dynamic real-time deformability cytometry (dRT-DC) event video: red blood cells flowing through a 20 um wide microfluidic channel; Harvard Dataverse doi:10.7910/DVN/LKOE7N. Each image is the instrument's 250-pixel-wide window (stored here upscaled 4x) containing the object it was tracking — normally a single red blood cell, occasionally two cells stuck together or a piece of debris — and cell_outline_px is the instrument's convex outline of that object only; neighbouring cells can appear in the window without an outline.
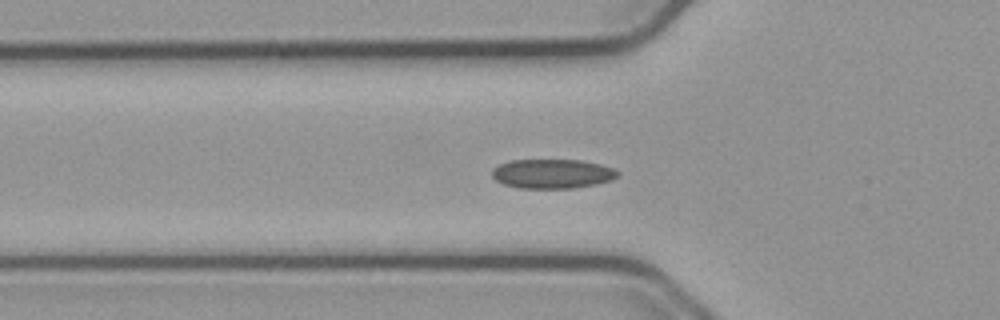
{"species": "common noctule bat (a hibernating species)", "species_latin": "Nyctalus noctula", "temperature_condition": "cold", "stored_images_in_passage": 42, "camera_frame_rate_fps": 3000, "um_per_image_px": 0.085, "animal": {"sex": "male", "body_mass_g": 23.1, "forearm_length_mm": 52.7}, "frame": {"image": 1, "passage_image": 5, "time_ms": 1.333, "image_size_px": [1000, 320], "cell_outline_px": [[620, 176], [612, 180], [596, 184], [572, 188], [520, 188], [504, 184], [496, 180], [492, 176], [492, 168], [500, 164], [512, 160], [580, 160], [600, 164], [616, 168], [620, 172]], "centroid_in_image_um": [47.0, 14.76], "position_along_channel_um": 78.8, "area_um2": 21.62}}
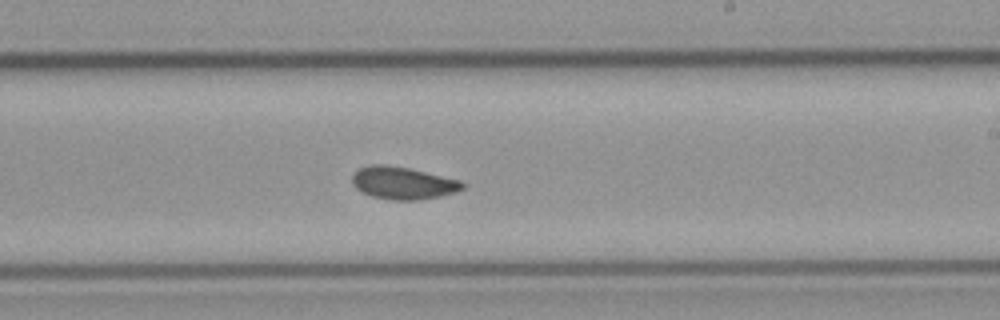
{"frame": {"image": 2, "passage_image": 19, "time_ms": 6.0, "image_size_px": [1000, 320], "cell_outline_px": [[464, 188], [456, 192], [440, 196], [420, 200], [392, 200], [372, 196], [356, 188], [352, 184], [352, 176], [360, 168], [372, 164], [384, 164], [408, 168], [460, 180], [464, 184]], "centroid_in_image_um": [34.25, 15.56], "position_along_channel_um": 254.7, "area_um2": 20.69}}
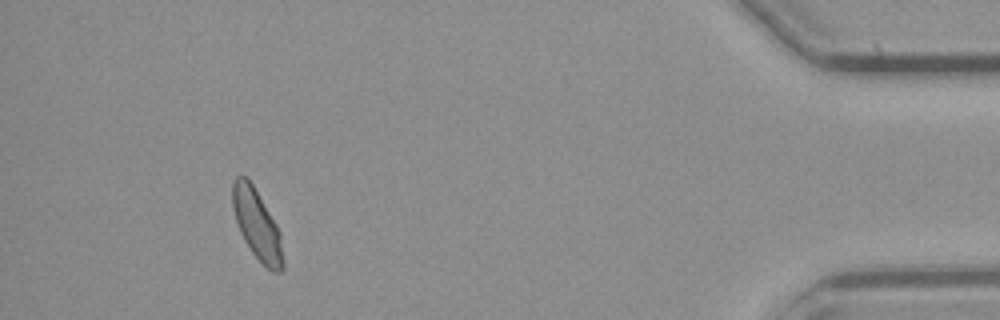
{"frame": {"image": 3, "passage_image": 37, "time_ms": 12.0, "image_size_px": [1000, 320], "cell_outline_px": [[284, 268], [280, 272], [272, 272], [252, 252], [244, 240], [240, 232], [232, 208], [232, 180], [236, 176], [244, 176], [252, 184], [276, 224], [280, 232], [284, 264]], "centroid_in_image_um": [21.83, 19.09], "position_along_channel_um": 413.4, "area_um2": 20.29}, "authors_computed_cell_mechanics": {"area_um2": 20.6346, "velocity_mm_per_s": 3.7447, "shape_relaxation_time_tau1_ms": 5.7051, "shape_relaxation_time_tau2_ms": 2.3868, "deformation_change_tau1": 0.0994, "deformation_change_tau2": 0.0515}}